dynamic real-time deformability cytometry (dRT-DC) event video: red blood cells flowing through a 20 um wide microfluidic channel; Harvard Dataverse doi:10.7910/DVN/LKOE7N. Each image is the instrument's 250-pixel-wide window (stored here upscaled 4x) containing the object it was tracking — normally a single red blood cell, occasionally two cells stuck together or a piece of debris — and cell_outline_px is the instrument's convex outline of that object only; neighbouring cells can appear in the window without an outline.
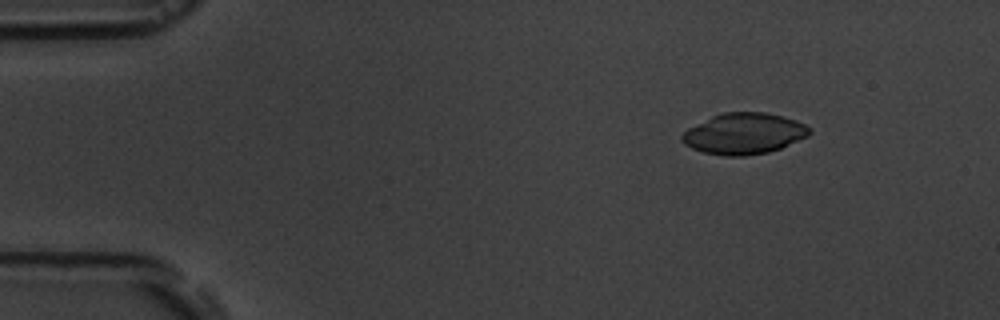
{"species": "common noctule bat (a hibernating species)", "species_latin": "Nyctalus noctula", "temperature_condition": "room temperature", "stored_images_in_passage": 15, "camera_frame_rate_fps": 3000, "um_per_image_px": 0.085, "animal": {"sex": "male", "body_mass_g": 19.5, "forearm_length_mm": 54.6}, "frame": {"image": 1, "passage_image": 1, "time_ms": 0.0, "image_size_px": [1000, 320], "cell_outline_px": [[812, 132], [808, 136], [780, 148], [768, 152], [744, 156], [724, 156], [704, 152], [692, 148], [684, 144], [680, 140], [680, 136], [688, 128], [712, 116], [724, 112], [764, 112], [784, 116], [796, 120], [812, 128]], "centroid_in_image_um": [63.24, 11.35], "position_along_channel_um": 21.8, "area_um2": 30.58}}
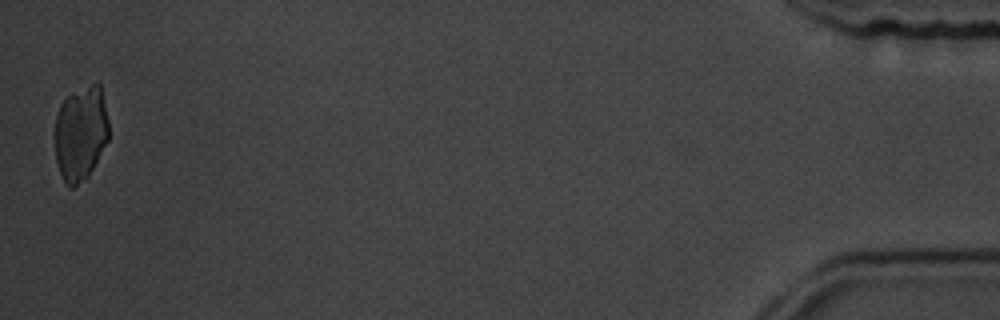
{"frame": {"image": 2, "passage_image": 15, "time_ms": 16.0, "image_size_px": [1000, 320], "cell_outline_px": [[108, 140], [88, 176], [72, 188], [68, 188], [60, 172], [56, 160], [52, 132], [56, 116], [60, 104], [68, 96], [96, 80], [100, 80], [108, 120]], "centroid_in_image_um": [6.83, 11.29], "position_along_channel_um": 428.4, "area_um2": 30.29}}